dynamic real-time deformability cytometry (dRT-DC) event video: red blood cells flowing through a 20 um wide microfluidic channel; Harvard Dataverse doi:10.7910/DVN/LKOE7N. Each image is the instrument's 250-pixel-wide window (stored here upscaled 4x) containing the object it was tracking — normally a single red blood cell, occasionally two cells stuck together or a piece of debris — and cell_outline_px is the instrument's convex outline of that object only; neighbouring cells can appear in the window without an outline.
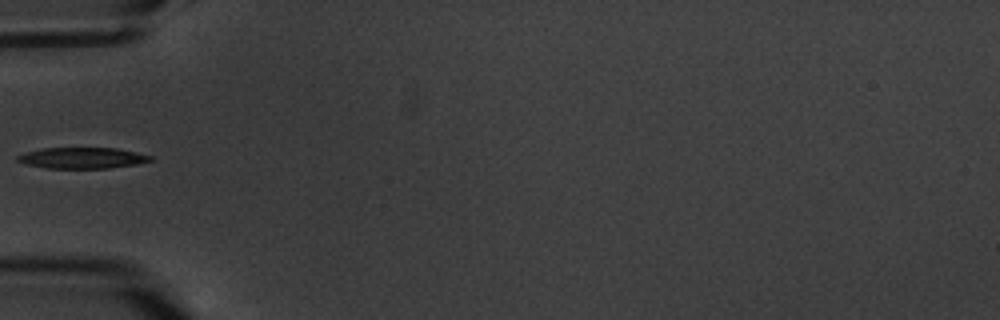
{"species": "common noctule bat (a hibernating species)", "species_latin": "Nyctalus noctula", "temperature_condition": "warm", "stored_images_in_passage": 7, "camera_frame_rate_fps": 3000, "um_per_image_px": 0.085, "animal": {"sex": "male", "body_mass_g": 20.1, "forearm_length_mm": 53.5}, "frame": {"image": 1, "passage_image": 7, "time_ms": 7.0, "image_size_px": [1000, 320], "cell_outline_px": [[152, 160], [136, 164], [108, 168], [48, 168], [24, 164], [16, 160], [16, 156], [24, 152], [44, 148], [116, 148], [136, 152], [152, 156]], "centroid_in_image_um": [6.95, 13.42], "position_along_channel_um": 78.1, "area_um2": 16.24}}